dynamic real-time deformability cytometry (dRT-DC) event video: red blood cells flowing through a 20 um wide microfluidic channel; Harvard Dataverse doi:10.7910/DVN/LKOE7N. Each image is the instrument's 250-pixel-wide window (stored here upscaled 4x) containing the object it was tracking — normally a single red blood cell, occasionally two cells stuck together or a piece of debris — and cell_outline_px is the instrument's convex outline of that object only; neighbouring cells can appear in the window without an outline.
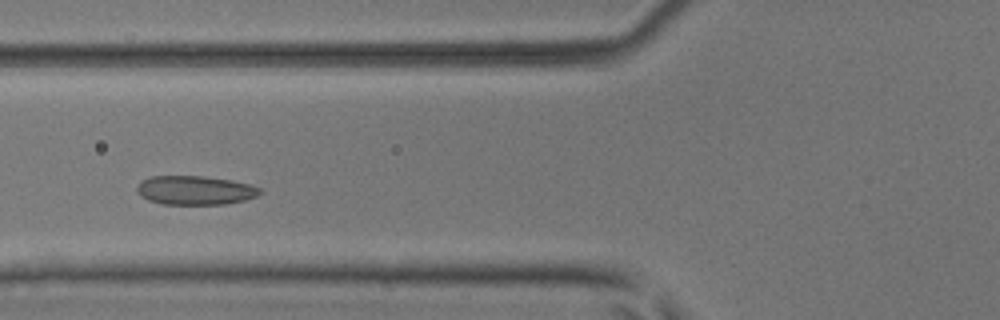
{"species": "common noctule bat (a hibernating species)", "species_latin": "Nyctalus noctula", "temperature_condition": "room temperature", "stored_images_in_passage": 4, "camera_frame_rate_fps": 3000, "um_per_image_px": 0.085, "animal": {"sex": "male", "body_mass_g": 17.9, "forearm_length_mm": 54.2}, "frame": {"image": 1, "passage_image": 4, "time_ms": 1.0, "image_size_px": [1000, 320], "cell_outline_px": [[264, 192], [256, 196], [244, 200], [224, 204], [164, 204], [148, 200], [140, 196], [136, 192], [136, 188], [140, 180], [152, 176], [204, 176], [232, 180], [252, 184], [260, 188]], "centroid_in_image_um": [16.58, 16.16], "position_along_channel_um": 109.2, "area_um2": 20.98}}